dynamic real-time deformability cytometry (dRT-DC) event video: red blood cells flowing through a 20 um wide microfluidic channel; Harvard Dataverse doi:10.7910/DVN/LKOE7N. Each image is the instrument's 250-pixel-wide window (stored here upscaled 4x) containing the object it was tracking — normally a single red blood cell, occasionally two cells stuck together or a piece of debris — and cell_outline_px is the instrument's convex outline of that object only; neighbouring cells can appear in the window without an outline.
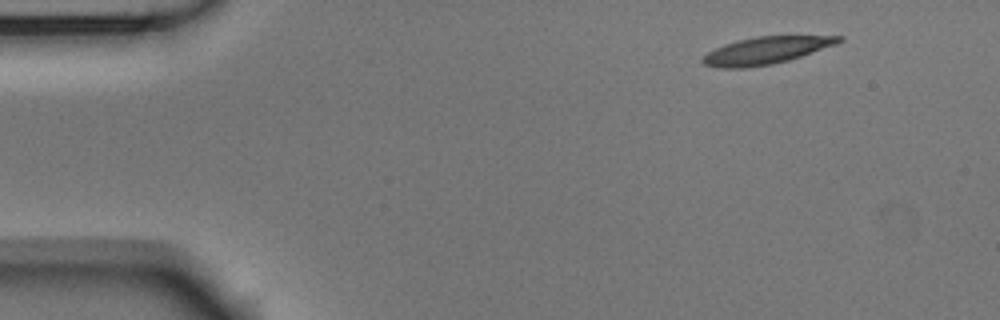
{"species": "Egyptian fruit bat (a non-hibernating species)", "species_latin": "Rousettus aegyptiacus", "temperature_condition": "room temperature", "stored_images_in_passage": 4, "camera_frame_rate_fps": 3000, "um_per_image_px": 0.085, "animal": {"sex": "male"}, "frame": {"image": 1, "passage_image": 1, "time_ms": 0.0, "image_size_px": [1000, 320], "cell_outline_px": [[844, 40], [836, 44], [788, 60], [772, 64], [744, 68], [716, 68], [704, 64], [700, 60], [708, 52], [724, 44], [736, 40], [756, 36], [844, 36]], "centroid_in_image_um": [65.08, 4.29], "position_along_channel_um": 19.9, "area_um2": 21.44}}
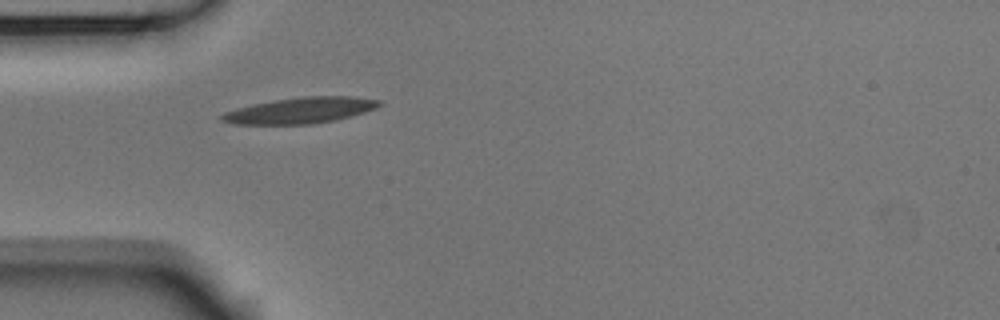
{"frame": {"image": 2, "passage_image": 4, "time_ms": 1.0, "image_size_px": [1000, 320], "cell_outline_px": [[384, 104], [376, 108], [364, 112], [336, 120], [312, 124], [232, 124], [220, 120], [220, 116], [224, 112], [236, 108], [252, 104], [272, 100], [304, 96], [352, 96], [380, 100]], "centroid_in_image_um": [25.52, 9.38], "position_along_channel_um": 59.5, "area_um2": 23.99}}